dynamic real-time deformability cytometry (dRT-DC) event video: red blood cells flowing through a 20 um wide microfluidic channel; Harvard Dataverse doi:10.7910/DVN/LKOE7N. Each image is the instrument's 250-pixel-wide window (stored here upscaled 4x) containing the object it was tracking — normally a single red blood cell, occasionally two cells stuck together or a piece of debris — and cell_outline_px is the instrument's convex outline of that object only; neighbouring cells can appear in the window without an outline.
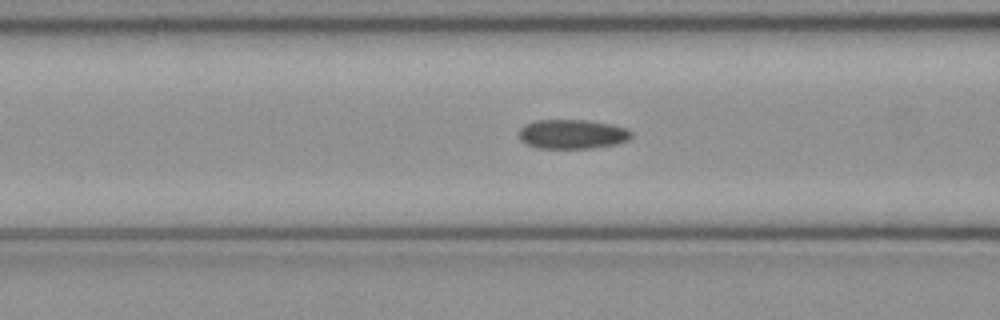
{"species": "common noctule bat (a hibernating species)", "species_latin": "Nyctalus noctula", "temperature_condition": "cold", "stored_images_in_passage": 47, "camera_frame_rate_fps": 3000, "um_per_image_px": 0.085, "animal": {"sex": "female", "body_mass_g": 21.9}, "frame": {"image": 1, "passage_image": 18, "time_ms": 5.667, "image_size_px": [1000, 320], "cell_outline_px": [[632, 136], [628, 140], [616, 144], [592, 148], [536, 148], [524, 144], [520, 140], [520, 128], [524, 124], [536, 120], [588, 120], [612, 124], [624, 128], [632, 132]], "centroid_in_image_um": [48.62, 11.4], "position_along_channel_um": 118.0, "area_um2": 19.36}}
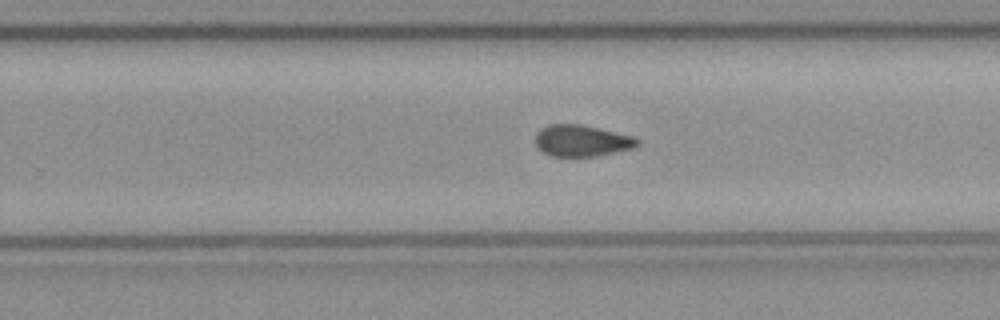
{"frame": {"image": 2, "passage_image": 30, "time_ms": 9.667, "image_size_px": [1000, 320], "cell_outline_px": [[640, 144], [636, 148], [596, 156], [548, 156], [536, 148], [536, 132], [540, 128], [548, 124], [580, 124], [632, 136], [640, 140]], "centroid_in_image_um": [49.43, 11.97], "position_along_channel_um": 280.4, "area_um2": 18.9}}
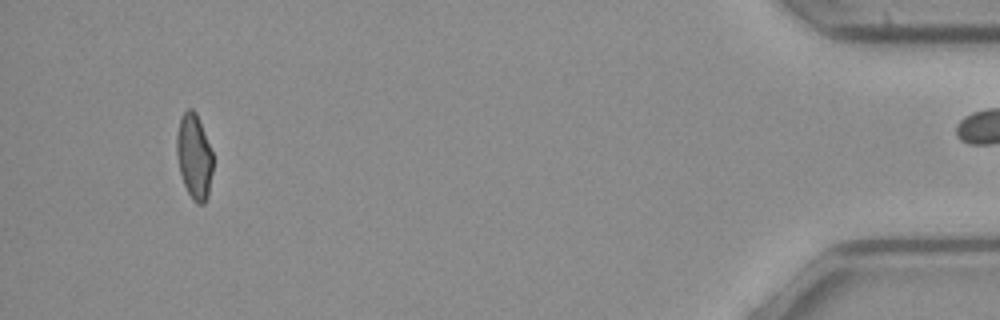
{"frame": {"image": 3, "passage_image": 46, "time_ms": 15.0, "image_size_px": [1000, 320], "cell_outline_px": [[212, 172], [208, 196], [204, 204], [196, 204], [192, 200], [184, 184], [180, 172], [176, 156], [176, 136], [180, 116], [188, 108], [192, 108], [196, 112], [200, 120], [212, 152]], "centroid_in_image_um": [16.49, 13.29], "position_along_channel_um": 418.7, "area_um2": 18.15}}